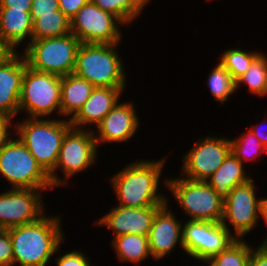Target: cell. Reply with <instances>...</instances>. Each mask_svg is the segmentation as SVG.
Instances as JSON below:
<instances>
[{
    "label": "cell",
    "mask_w": 267,
    "mask_h": 266,
    "mask_svg": "<svg viewBox=\"0 0 267 266\" xmlns=\"http://www.w3.org/2000/svg\"><path fill=\"white\" fill-rule=\"evenodd\" d=\"M60 221L59 216L45 215L34 223L7 229L12 241L13 265L46 266L52 255L61 250L65 238Z\"/></svg>",
    "instance_id": "6da1fadb"
},
{
    "label": "cell",
    "mask_w": 267,
    "mask_h": 266,
    "mask_svg": "<svg viewBox=\"0 0 267 266\" xmlns=\"http://www.w3.org/2000/svg\"><path fill=\"white\" fill-rule=\"evenodd\" d=\"M165 159L139 160L126 165L111 177L119 206L139 208L163 206L166 196L158 192Z\"/></svg>",
    "instance_id": "7a4b0ae2"
},
{
    "label": "cell",
    "mask_w": 267,
    "mask_h": 266,
    "mask_svg": "<svg viewBox=\"0 0 267 266\" xmlns=\"http://www.w3.org/2000/svg\"><path fill=\"white\" fill-rule=\"evenodd\" d=\"M18 123L15 124L16 136L18 135L30 154L50 175L55 171L63 138L72 127L70 120L26 118Z\"/></svg>",
    "instance_id": "3957f363"
},
{
    "label": "cell",
    "mask_w": 267,
    "mask_h": 266,
    "mask_svg": "<svg viewBox=\"0 0 267 266\" xmlns=\"http://www.w3.org/2000/svg\"><path fill=\"white\" fill-rule=\"evenodd\" d=\"M117 45L81 43L73 73L94 87H125L124 63L116 50Z\"/></svg>",
    "instance_id": "277c9868"
},
{
    "label": "cell",
    "mask_w": 267,
    "mask_h": 266,
    "mask_svg": "<svg viewBox=\"0 0 267 266\" xmlns=\"http://www.w3.org/2000/svg\"><path fill=\"white\" fill-rule=\"evenodd\" d=\"M80 44L72 33L32 40L24 49L23 56L27 66L34 70L65 76L74 72Z\"/></svg>",
    "instance_id": "5b68a950"
},
{
    "label": "cell",
    "mask_w": 267,
    "mask_h": 266,
    "mask_svg": "<svg viewBox=\"0 0 267 266\" xmlns=\"http://www.w3.org/2000/svg\"><path fill=\"white\" fill-rule=\"evenodd\" d=\"M0 174L9 181L12 188H53L49 175L17 137L10 138L0 148Z\"/></svg>",
    "instance_id": "8992f818"
},
{
    "label": "cell",
    "mask_w": 267,
    "mask_h": 266,
    "mask_svg": "<svg viewBox=\"0 0 267 266\" xmlns=\"http://www.w3.org/2000/svg\"><path fill=\"white\" fill-rule=\"evenodd\" d=\"M179 207L189 220L221 222L224 200L204 181H192L183 177L165 179Z\"/></svg>",
    "instance_id": "52a82bcc"
},
{
    "label": "cell",
    "mask_w": 267,
    "mask_h": 266,
    "mask_svg": "<svg viewBox=\"0 0 267 266\" xmlns=\"http://www.w3.org/2000/svg\"><path fill=\"white\" fill-rule=\"evenodd\" d=\"M61 76L25 68L19 97V112L28 118H45L56 111L61 115Z\"/></svg>",
    "instance_id": "ba28073f"
},
{
    "label": "cell",
    "mask_w": 267,
    "mask_h": 266,
    "mask_svg": "<svg viewBox=\"0 0 267 266\" xmlns=\"http://www.w3.org/2000/svg\"><path fill=\"white\" fill-rule=\"evenodd\" d=\"M94 129L87 130L71 127L65 134L55 171L49 177L53 188L67 184L75 174L90 169L96 162L98 146L94 137ZM57 168L63 170L66 179L58 177ZM68 178V179H67ZM64 180V181H63Z\"/></svg>",
    "instance_id": "9c48e42d"
},
{
    "label": "cell",
    "mask_w": 267,
    "mask_h": 266,
    "mask_svg": "<svg viewBox=\"0 0 267 266\" xmlns=\"http://www.w3.org/2000/svg\"><path fill=\"white\" fill-rule=\"evenodd\" d=\"M182 235L186 254L203 263L236 240L221 222L187 220Z\"/></svg>",
    "instance_id": "30bf717a"
},
{
    "label": "cell",
    "mask_w": 267,
    "mask_h": 266,
    "mask_svg": "<svg viewBox=\"0 0 267 266\" xmlns=\"http://www.w3.org/2000/svg\"><path fill=\"white\" fill-rule=\"evenodd\" d=\"M71 33L85 44H115L121 41L123 23L91 0L70 19Z\"/></svg>",
    "instance_id": "8fae6325"
},
{
    "label": "cell",
    "mask_w": 267,
    "mask_h": 266,
    "mask_svg": "<svg viewBox=\"0 0 267 266\" xmlns=\"http://www.w3.org/2000/svg\"><path fill=\"white\" fill-rule=\"evenodd\" d=\"M253 179L234 187L224 200V213L221 223L228 229L227 223L233 226L236 239H244V235L252 231L260 218L261 198H256ZM227 220V221H226ZM229 221V222H228ZM227 222V223H226Z\"/></svg>",
    "instance_id": "7c38bea8"
},
{
    "label": "cell",
    "mask_w": 267,
    "mask_h": 266,
    "mask_svg": "<svg viewBox=\"0 0 267 266\" xmlns=\"http://www.w3.org/2000/svg\"><path fill=\"white\" fill-rule=\"evenodd\" d=\"M231 153L230 139L206 136L184 155L182 174L192 181H204L215 173Z\"/></svg>",
    "instance_id": "4fadbf2b"
},
{
    "label": "cell",
    "mask_w": 267,
    "mask_h": 266,
    "mask_svg": "<svg viewBox=\"0 0 267 266\" xmlns=\"http://www.w3.org/2000/svg\"><path fill=\"white\" fill-rule=\"evenodd\" d=\"M43 190L12 188L1 193L0 229L31 224L45 216Z\"/></svg>",
    "instance_id": "5bb4252c"
},
{
    "label": "cell",
    "mask_w": 267,
    "mask_h": 266,
    "mask_svg": "<svg viewBox=\"0 0 267 266\" xmlns=\"http://www.w3.org/2000/svg\"><path fill=\"white\" fill-rule=\"evenodd\" d=\"M162 206L148 207H112L109 213L101 217L96 225L100 224L114 231V237L136 234L148 236L154 216Z\"/></svg>",
    "instance_id": "9a60e30c"
},
{
    "label": "cell",
    "mask_w": 267,
    "mask_h": 266,
    "mask_svg": "<svg viewBox=\"0 0 267 266\" xmlns=\"http://www.w3.org/2000/svg\"><path fill=\"white\" fill-rule=\"evenodd\" d=\"M168 201L154 216L148 234L149 249L154 260H160L169 255L175 246L180 244L183 248V224L168 208ZM171 251V252H170Z\"/></svg>",
    "instance_id": "2e32d148"
},
{
    "label": "cell",
    "mask_w": 267,
    "mask_h": 266,
    "mask_svg": "<svg viewBox=\"0 0 267 266\" xmlns=\"http://www.w3.org/2000/svg\"><path fill=\"white\" fill-rule=\"evenodd\" d=\"M118 102L96 126L94 137L101 143L126 142L139 129V118L132 102Z\"/></svg>",
    "instance_id": "e0dca14e"
},
{
    "label": "cell",
    "mask_w": 267,
    "mask_h": 266,
    "mask_svg": "<svg viewBox=\"0 0 267 266\" xmlns=\"http://www.w3.org/2000/svg\"><path fill=\"white\" fill-rule=\"evenodd\" d=\"M27 63L23 54L12 52L0 63V114L11 119L19 113V97Z\"/></svg>",
    "instance_id": "ac0fdd59"
},
{
    "label": "cell",
    "mask_w": 267,
    "mask_h": 266,
    "mask_svg": "<svg viewBox=\"0 0 267 266\" xmlns=\"http://www.w3.org/2000/svg\"><path fill=\"white\" fill-rule=\"evenodd\" d=\"M125 87H95L79 112L70 120L72 127L98 125L119 102Z\"/></svg>",
    "instance_id": "d6986e66"
},
{
    "label": "cell",
    "mask_w": 267,
    "mask_h": 266,
    "mask_svg": "<svg viewBox=\"0 0 267 266\" xmlns=\"http://www.w3.org/2000/svg\"><path fill=\"white\" fill-rule=\"evenodd\" d=\"M33 20L30 10H11V7H0V39L12 51L25 39L32 41Z\"/></svg>",
    "instance_id": "ffe728a7"
},
{
    "label": "cell",
    "mask_w": 267,
    "mask_h": 266,
    "mask_svg": "<svg viewBox=\"0 0 267 266\" xmlns=\"http://www.w3.org/2000/svg\"><path fill=\"white\" fill-rule=\"evenodd\" d=\"M95 87L74 73L61 76V116L71 120L82 108Z\"/></svg>",
    "instance_id": "44dd1931"
},
{
    "label": "cell",
    "mask_w": 267,
    "mask_h": 266,
    "mask_svg": "<svg viewBox=\"0 0 267 266\" xmlns=\"http://www.w3.org/2000/svg\"><path fill=\"white\" fill-rule=\"evenodd\" d=\"M243 167V163L230 153L215 173L206 180V183L225 200L234 187L245 184L252 179V177L246 176Z\"/></svg>",
    "instance_id": "7402d4cb"
},
{
    "label": "cell",
    "mask_w": 267,
    "mask_h": 266,
    "mask_svg": "<svg viewBox=\"0 0 267 266\" xmlns=\"http://www.w3.org/2000/svg\"><path fill=\"white\" fill-rule=\"evenodd\" d=\"M112 247L117 253V257L122 262L140 264L146 258L151 257L148 236L126 234L116 236L112 240Z\"/></svg>",
    "instance_id": "603a6c76"
},
{
    "label": "cell",
    "mask_w": 267,
    "mask_h": 266,
    "mask_svg": "<svg viewBox=\"0 0 267 266\" xmlns=\"http://www.w3.org/2000/svg\"><path fill=\"white\" fill-rule=\"evenodd\" d=\"M71 33L70 19L61 11L41 15L33 20L32 40L47 39Z\"/></svg>",
    "instance_id": "cb8c5ba5"
},
{
    "label": "cell",
    "mask_w": 267,
    "mask_h": 266,
    "mask_svg": "<svg viewBox=\"0 0 267 266\" xmlns=\"http://www.w3.org/2000/svg\"><path fill=\"white\" fill-rule=\"evenodd\" d=\"M105 12L116 16L124 25L133 22L150 0H91Z\"/></svg>",
    "instance_id": "d4e9b609"
},
{
    "label": "cell",
    "mask_w": 267,
    "mask_h": 266,
    "mask_svg": "<svg viewBox=\"0 0 267 266\" xmlns=\"http://www.w3.org/2000/svg\"><path fill=\"white\" fill-rule=\"evenodd\" d=\"M243 83L249 87L254 95H267V56L265 54H260L248 70L236 81V90Z\"/></svg>",
    "instance_id": "484cf974"
},
{
    "label": "cell",
    "mask_w": 267,
    "mask_h": 266,
    "mask_svg": "<svg viewBox=\"0 0 267 266\" xmlns=\"http://www.w3.org/2000/svg\"><path fill=\"white\" fill-rule=\"evenodd\" d=\"M252 248L243 239H236L225 250L212 256L208 266H248Z\"/></svg>",
    "instance_id": "4316f807"
},
{
    "label": "cell",
    "mask_w": 267,
    "mask_h": 266,
    "mask_svg": "<svg viewBox=\"0 0 267 266\" xmlns=\"http://www.w3.org/2000/svg\"><path fill=\"white\" fill-rule=\"evenodd\" d=\"M207 82L211 94L221 105L236 92V81L220 62L209 74Z\"/></svg>",
    "instance_id": "83f0119b"
},
{
    "label": "cell",
    "mask_w": 267,
    "mask_h": 266,
    "mask_svg": "<svg viewBox=\"0 0 267 266\" xmlns=\"http://www.w3.org/2000/svg\"><path fill=\"white\" fill-rule=\"evenodd\" d=\"M260 54V52H246L238 48L228 49L220 55L219 62L231 74L234 80L237 81Z\"/></svg>",
    "instance_id": "f1b7e54d"
},
{
    "label": "cell",
    "mask_w": 267,
    "mask_h": 266,
    "mask_svg": "<svg viewBox=\"0 0 267 266\" xmlns=\"http://www.w3.org/2000/svg\"><path fill=\"white\" fill-rule=\"evenodd\" d=\"M231 153L244 164L245 161L254 160L261 154H266L267 149L263 146L257 136L248 129L238 139L231 140ZM253 158V159H252Z\"/></svg>",
    "instance_id": "f546056e"
},
{
    "label": "cell",
    "mask_w": 267,
    "mask_h": 266,
    "mask_svg": "<svg viewBox=\"0 0 267 266\" xmlns=\"http://www.w3.org/2000/svg\"><path fill=\"white\" fill-rule=\"evenodd\" d=\"M0 266H13L12 241L4 229H0Z\"/></svg>",
    "instance_id": "4dcf8cb0"
},
{
    "label": "cell",
    "mask_w": 267,
    "mask_h": 266,
    "mask_svg": "<svg viewBox=\"0 0 267 266\" xmlns=\"http://www.w3.org/2000/svg\"><path fill=\"white\" fill-rule=\"evenodd\" d=\"M59 10V0H33L31 4L30 14L32 20H34L41 15L53 14V12Z\"/></svg>",
    "instance_id": "1f68e13d"
},
{
    "label": "cell",
    "mask_w": 267,
    "mask_h": 266,
    "mask_svg": "<svg viewBox=\"0 0 267 266\" xmlns=\"http://www.w3.org/2000/svg\"><path fill=\"white\" fill-rule=\"evenodd\" d=\"M57 257V266H92L85 254H82V252L78 250Z\"/></svg>",
    "instance_id": "d6a6232c"
},
{
    "label": "cell",
    "mask_w": 267,
    "mask_h": 266,
    "mask_svg": "<svg viewBox=\"0 0 267 266\" xmlns=\"http://www.w3.org/2000/svg\"><path fill=\"white\" fill-rule=\"evenodd\" d=\"M90 0H59L60 10L71 19Z\"/></svg>",
    "instance_id": "836d02e7"
},
{
    "label": "cell",
    "mask_w": 267,
    "mask_h": 266,
    "mask_svg": "<svg viewBox=\"0 0 267 266\" xmlns=\"http://www.w3.org/2000/svg\"><path fill=\"white\" fill-rule=\"evenodd\" d=\"M248 266H267V245H259L255 250L252 247Z\"/></svg>",
    "instance_id": "e575fe53"
},
{
    "label": "cell",
    "mask_w": 267,
    "mask_h": 266,
    "mask_svg": "<svg viewBox=\"0 0 267 266\" xmlns=\"http://www.w3.org/2000/svg\"><path fill=\"white\" fill-rule=\"evenodd\" d=\"M12 122L14 121L11 118L0 114V148L11 138L9 127L13 124Z\"/></svg>",
    "instance_id": "d590c367"
},
{
    "label": "cell",
    "mask_w": 267,
    "mask_h": 266,
    "mask_svg": "<svg viewBox=\"0 0 267 266\" xmlns=\"http://www.w3.org/2000/svg\"><path fill=\"white\" fill-rule=\"evenodd\" d=\"M33 0H0V7H11V10H31Z\"/></svg>",
    "instance_id": "8d00e7d4"
},
{
    "label": "cell",
    "mask_w": 267,
    "mask_h": 266,
    "mask_svg": "<svg viewBox=\"0 0 267 266\" xmlns=\"http://www.w3.org/2000/svg\"><path fill=\"white\" fill-rule=\"evenodd\" d=\"M265 220V224L267 225V198H262L261 205H260V218ZM261 245H267V236L261 243Z\"/></svg>",
    "instance_id": "74e56055"
},
{
    "label": "cell",
    "mask_w": 267,
    "mask_h": 266,
    "mask_svg": "<svg viewBox=\"0 0 267 266\" xmlns=\"http://www.w3.org/2000/svg\"><path fill=\"white\" fill-rule=\"evenodd\" d=\"M11 53H12V51L0 39V63L4 59H6Z\"/></svg>",
    "instance_id": "f35d334b"
},
{
    "label": "cell",
    "mask_w": 267,
    "mask_h": 266,
    "mask_svg": "<svg viewBox=\"0 0 267 266\" xmlns=\"http://www.w3.org/2000/svg\"><path fill=\"white\" fill-rule=\"evenodd\" d=\"M258 129L252 126L249 130H251L257 136L263 146L267 149V135H264L261 130L258 131Z\"/></svg>",
    "instance_id": "ab89813d"
}]
</instances>
